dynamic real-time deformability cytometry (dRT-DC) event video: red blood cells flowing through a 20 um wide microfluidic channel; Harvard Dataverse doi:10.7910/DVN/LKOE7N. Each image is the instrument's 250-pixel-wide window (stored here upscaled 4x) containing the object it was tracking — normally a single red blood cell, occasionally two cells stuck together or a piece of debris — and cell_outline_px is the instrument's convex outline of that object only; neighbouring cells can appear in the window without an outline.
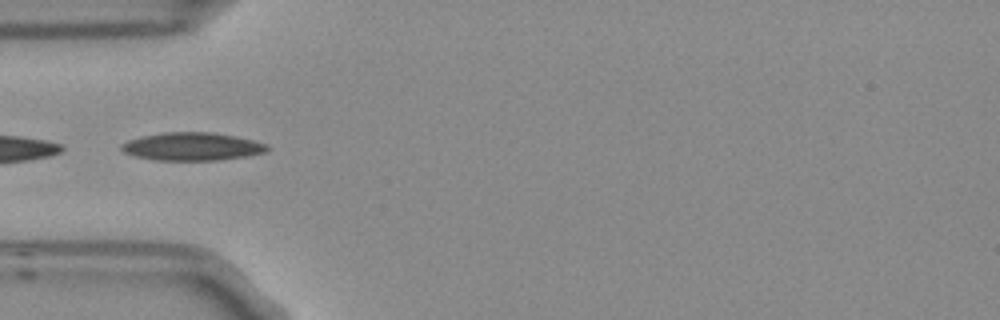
{"species": "Egyptian fruit bat (a non-hibernating species)", "species_latin": "Rousettus aegyptiacus", "temperature_condition": "room temperature", "stored_images_in_passage": 2, "camera_frame_rate_fps": 3000, "um_per_image_px": 0.085, "frame": {"image": 1, "passage_image": 2, "time_ms": 0.333, "image_size_px": [1000, 320], "cell_outline_px": [[272, 148], [264, 152], [248, 156], [216, 160], [156, 160], [136, 156], [124, 152], [120, 148], [120, 144], [128, 140], [140, 136], [164, 132], [212, 132], [236, 136], [268, 144]], "centroid_in_image_um": [16.34, 12.44], "position_along_channel_um": 68.7, "area_um2": 23.87}}